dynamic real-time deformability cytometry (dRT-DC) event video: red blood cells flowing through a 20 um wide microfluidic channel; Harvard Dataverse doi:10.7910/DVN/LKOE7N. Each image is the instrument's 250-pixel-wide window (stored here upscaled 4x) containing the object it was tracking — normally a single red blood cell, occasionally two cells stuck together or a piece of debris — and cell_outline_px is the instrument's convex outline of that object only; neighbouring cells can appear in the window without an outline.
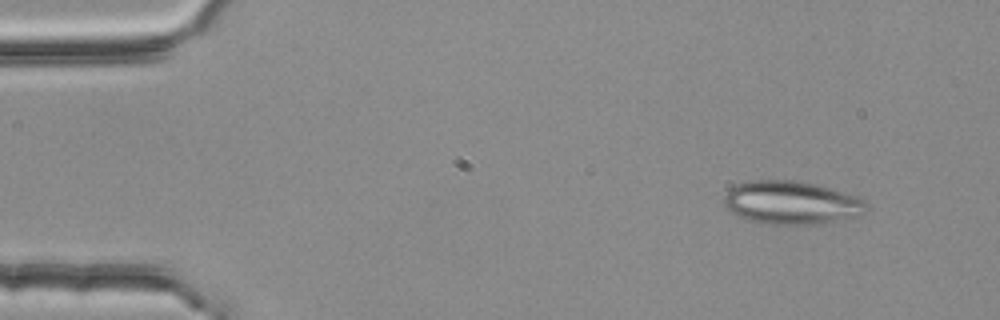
{"species": "common noctule bat (a hibernating species)", "species_latin": "Nyctalus noctula", "temperature_condition": "room temperature", "stored_images_in_passage": 3, "camera_frame_rate_fps": 3000, "um_per_image_px": 0.085, "animal": {"sex": "female", "body_mass_g": 25.1}, "frame": {"image": 1, "passage_image": 1, "time_ms": 0.0, "image_size_px": [1000, 320], "cell_outline_px": [[868, 204], [852, 216], [836, 220], [816, 224], [772, 224], [748, 220], [736, 216], [724, 204], [724, 196], [728, 188], [736, 184], [748, 180], [796, 180], [816, 184], [856, 196], [864, 200]], "centroid_in_image_um": [67.15, 17.2], "position_along_channel_um": 17.8, "area_um2": 35.37}}